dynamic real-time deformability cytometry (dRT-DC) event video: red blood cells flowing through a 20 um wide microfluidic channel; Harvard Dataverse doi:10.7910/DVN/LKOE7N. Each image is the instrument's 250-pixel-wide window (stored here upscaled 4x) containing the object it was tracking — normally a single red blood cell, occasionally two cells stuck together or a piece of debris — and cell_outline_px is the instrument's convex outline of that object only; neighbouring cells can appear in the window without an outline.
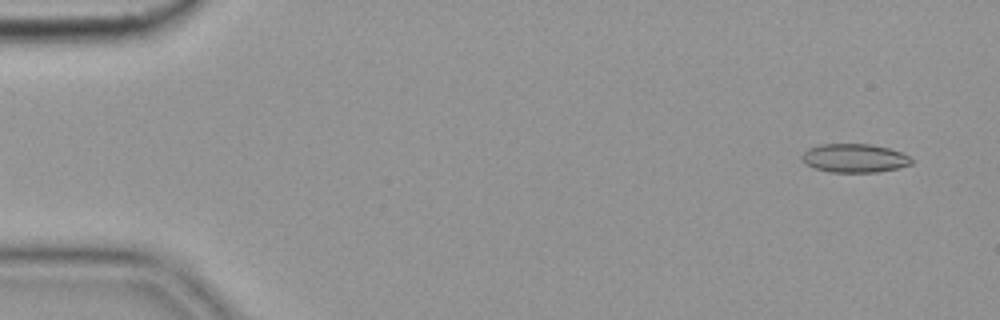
{"species": "common noctule bat (a hibernating species)", "species_latin": "Nyctalus noctula", "temperature_condition": "cold", "stored_images_in_passage": 14, "camera_frame_rate_fps": 3000, "um_per_image_px": 0.085, "animal": {"sex": "female", "body_mass_g": 19.9}, "frame": {"image": 1, "passage_image": 4, "time_ms": 1.0, "image_size_px": [1000, 320], "cell_outline_px": [[912, 164], [896, 168], [876, 172], [832, 172], [812, 168], [804, 164], [800, 160], [800, 156], [808, 148], [820, 144], [872, 144], [888, 148], [900, 152], [908, 156], [912, 160]], "centroid_in_image_um": [72.55, 13.44], "position_along_channel_um": 12.4, "area_um2": 18.38}}